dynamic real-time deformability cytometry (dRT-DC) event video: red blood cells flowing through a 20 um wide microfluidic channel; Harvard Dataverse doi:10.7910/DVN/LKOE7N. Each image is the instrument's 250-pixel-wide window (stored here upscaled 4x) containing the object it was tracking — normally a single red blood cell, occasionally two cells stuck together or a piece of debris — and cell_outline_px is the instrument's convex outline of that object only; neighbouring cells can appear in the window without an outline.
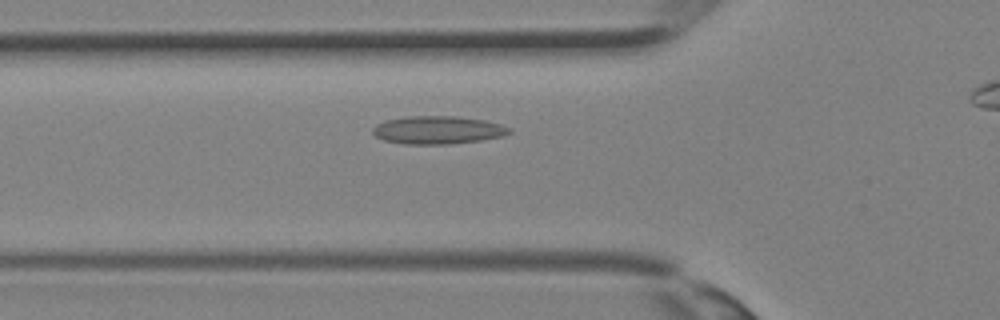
{"species": "Egyptian fruit bat (a non-hibernating species)", "species_latin": "Rousettus aegyptiacus", "temperature_condition": "room temperature", "stored_images_in_passage": 29, "camera_frame_rate_fps": 3000, "um_per_image_px": 0.085, "animal": {"sex": "female"}, "frame": {"image": 1, "passage_image": 10, "time_ms": 3.0, "image_size_px": [1000, 320], "cell_outline_px": [[512, 132], [504, 136], [480, 140], [448, 144], [404, 144], [384, 140], [376, 136], [372, 132], [372, 128], [376, 124], [388, 120], [404, 116], [456, 116], [484, 120], [500, 124], [512, 128]], "centroid_in_image_um": [37.23, 11.05], "position_along_channel_um": 88.6, "area_um2": 22.31}}
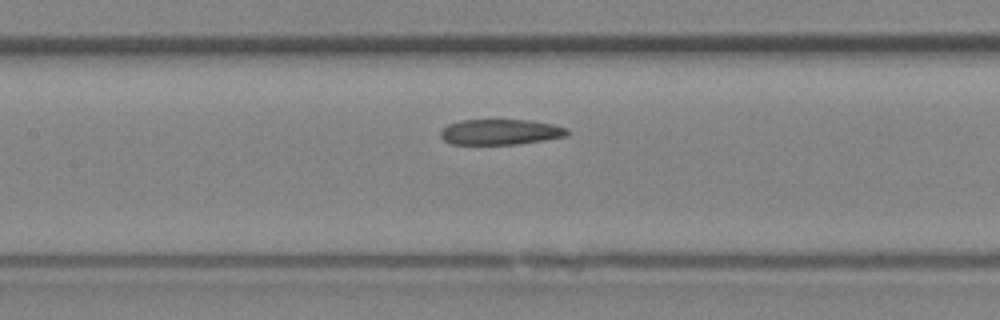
{"frame": {"image": 2, "passage_image": 14, "time_ms": 4.333, "image_size_px": [1000, 320], "cell_outline_px": [[568, 136], [544, 140], [516, 144], [452, 144], [444, 140], [440, 136], [440, 132], [448, 124], [460, 120], [532, 120], [552, 124], [568, 128]], "centroid_in_image_um": [42.55, 11.21], "position_along_channel_um": 164.9, "area_um2": 18.84}}
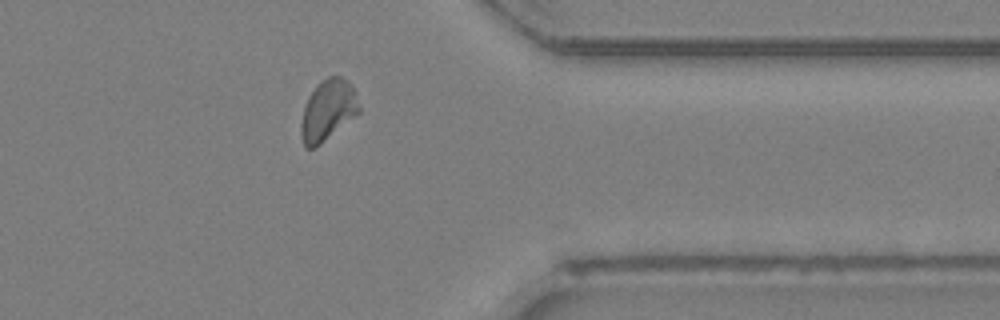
{"frame": {"image": 3, "passage_image": 26, "time_ms": 8.333, "image_size_px": [1000, 320], "cell_outline_px": [[360, 112], [356, 116], [316, 148], [304, 148], [300, 136], [300, 124], [304, 108], [308, 96], [316, 84], [320, 80], [328, 76], [340, 76], [348, 80], [352, 84], [356, 92], [360, 108]], "centroid_in_image_um": [27.87, 9.37], "position_along_channel_um": 383.5, "area_um2": 21.1}}